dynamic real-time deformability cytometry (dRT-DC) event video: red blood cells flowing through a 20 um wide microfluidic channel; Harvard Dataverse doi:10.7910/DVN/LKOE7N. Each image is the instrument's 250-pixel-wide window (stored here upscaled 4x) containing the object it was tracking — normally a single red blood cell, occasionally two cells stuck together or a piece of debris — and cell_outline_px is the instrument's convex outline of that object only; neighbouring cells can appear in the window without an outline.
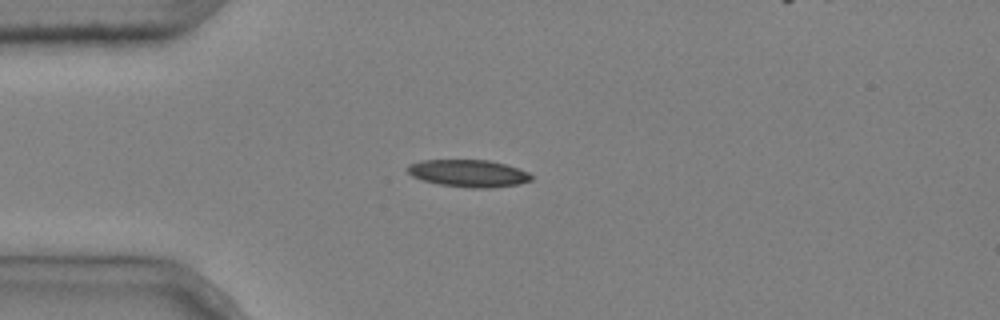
{"species": "common noctule bat (a hibernating species)", "species_latin": "Nyctalus noctula", "temperature_condition": "cold", "stored_images_in_passage": 5, "camera_frame_rate_fps": 3000, "um_per_image_px": 0.085, "animal": {"sex": "male", "body_mass_g": 20.4}, "frame": {"image": 1, "passage_image": 3, "time_ms": 0.667, "image_size_px": [1000, 320], "cell_outline_px": [[532, 180], [520, 184], [488, 188], [472, 188], [440, 184], [424, 180], [412, 176], [404, 168], [408, 164], [420, 160], [488, 160], [504, 164], [528, 172], [532, 176]], "centroid_in_image_um": [39.79, 14.73], "position_along_channel_um": 45.2, "area_um2": 19.59}}
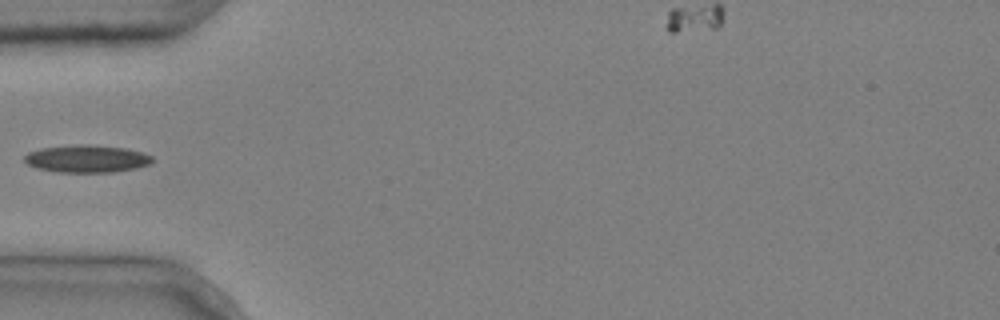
{"frame": {"image": 2, "passage_image": 4, "time_ms": 1.0, "image_size_px": [1000, 320], "cell_outline_px": [[152, 164], [136, 168], [112, 172], [56, 172], [36, 168], [28, 164], [24, 160], [24, 156], [28, 152], [40, 148], [76, 144], [88, 144], [124, 148], [140, 152], [152, 156]], "centroid_in_image_um": [7.35, 13.49], "position_along_channel_um": 77.7, "area_um2": 20.52}}